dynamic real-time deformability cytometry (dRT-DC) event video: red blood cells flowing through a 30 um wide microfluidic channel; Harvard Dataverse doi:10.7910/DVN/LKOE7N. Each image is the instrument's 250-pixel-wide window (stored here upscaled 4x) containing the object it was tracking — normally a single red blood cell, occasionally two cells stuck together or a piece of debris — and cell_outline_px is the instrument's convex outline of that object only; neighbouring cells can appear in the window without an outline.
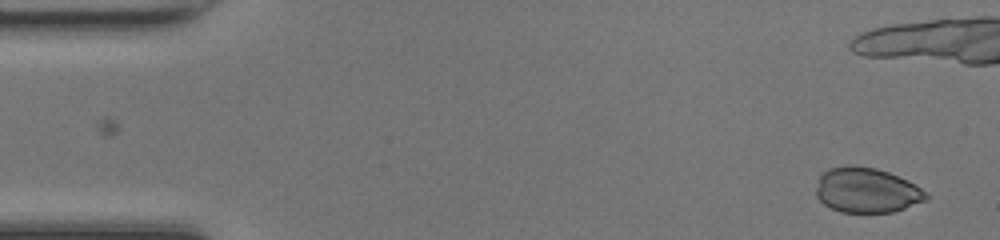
{"species": "common noctule bat (a hibernating species)", "species_latin": "Nyctalus noctula", "temperature_condition": "room temperature", "stored_images_in_passage": 36, "camera_frame_rate_fps": 3000, "um_per_image_px": 0.085, "animal": {"sex": "female", "body_mass_g": 17.0, "forearm_length_mm": 48.0}, "frame": {"image": 1, "passage_image": 2, "time_ms": 0.333, "image_size_px": [1000, 240], "cell_outline_px": [[932, 196], [928, 200], [892, 212], [840, 212], [824, 204], [816, 196], [816, 188], [820, 172], [828, 168], [876, 168], [888, 172], [908, 180], [916, 184], [928, 192]], "centroid_in_image_um": [73.72, 16.2], "position_along_channel_um": 11.3, "area_um2": 28.67}}
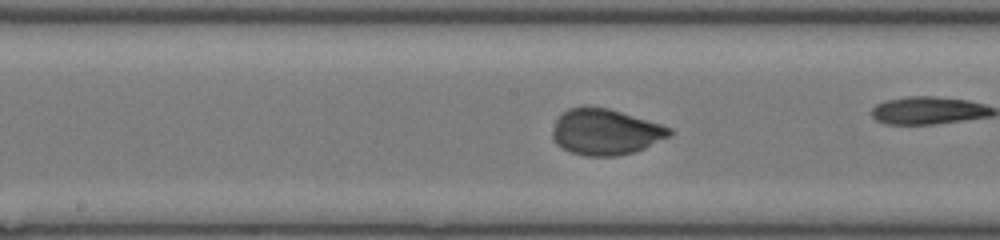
{"frame": {"image": 2, "passage_image": 24, "time_ms": 7.667, "image_size_px": [1000, 240], "cell_outline_px": [[672, 132], [668, 136], [644, 148], [632, 152], [616, 156], [588, 156], [572, 152], [556, 144], [552, 140], [552, 132], [556, 120], [560, 112], [568, 108], [608, 108], [660, 124], [672, 128]], "centroid_in_image_um": [51.42, 11.22], "position_along_channel_um": 196.8, "area_um2": 30.81}}